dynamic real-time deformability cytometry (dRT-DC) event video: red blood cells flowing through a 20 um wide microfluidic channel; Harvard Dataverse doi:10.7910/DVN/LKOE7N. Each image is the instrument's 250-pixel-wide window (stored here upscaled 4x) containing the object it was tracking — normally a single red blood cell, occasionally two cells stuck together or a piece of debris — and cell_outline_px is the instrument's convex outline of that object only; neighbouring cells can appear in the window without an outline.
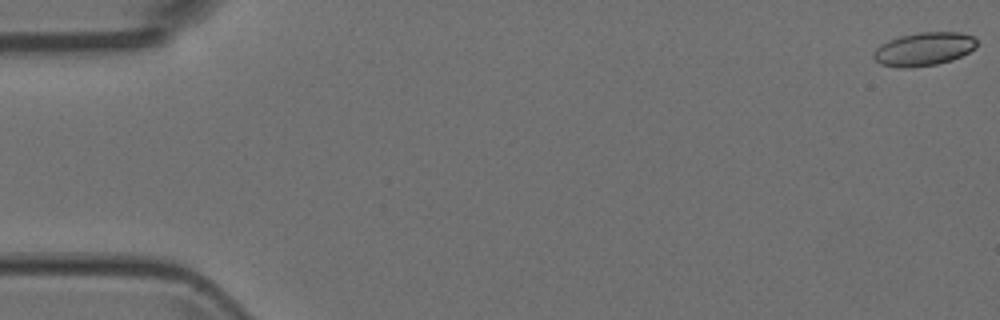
{"species": "Egyptian fruit bat (a non-hibernating species)", "species_latin": "Rousettus aegyptiacus", "temperature_condition": "room temperature", "stored_images_in_passage": 5, "camera_frame_rate_fps": 3000, "um_per_image_px": 0.085, "animal": {"sex": "female"}, "frame": {"image": 1, "passage_image": 1, "time_ms": 0.0, "image_size_px": [1000, 320], "cell_outline_px": [[976, 48], [952, 60], [936, 64], [908, 68], [900, 68], [880, 64], [872, 56], [876, 48], [880, 44], [888, 40], [900, 36], [920, 32], [960, 32], [972, 36], [976, 40]], "centroid_in_image_um": [78.51, 4.17], "position_along_channel_um": 6.5, "area_um2": 20.06}}